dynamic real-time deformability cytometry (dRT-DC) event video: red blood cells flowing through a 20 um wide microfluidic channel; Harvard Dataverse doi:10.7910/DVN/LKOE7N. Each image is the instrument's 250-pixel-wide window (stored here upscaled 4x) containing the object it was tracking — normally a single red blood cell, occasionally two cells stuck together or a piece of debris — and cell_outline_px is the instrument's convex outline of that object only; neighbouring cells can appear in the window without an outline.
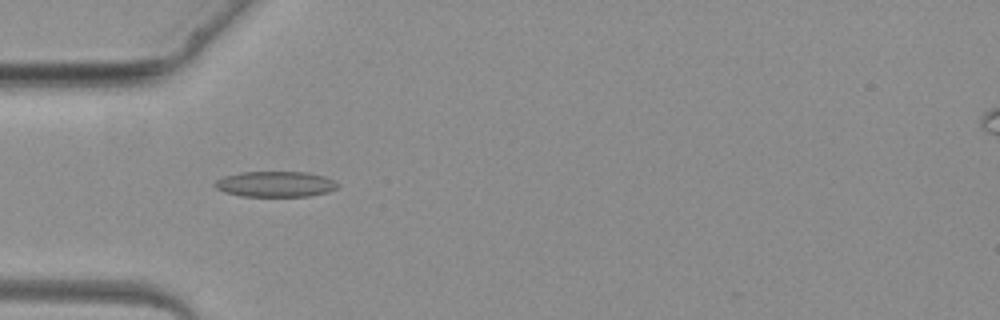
{"species": "common noctule bat (a hibernating species)", "species_latin": "Nyctalus noctula", "temperature_condition": "warm", "stored_images_in_passage": 2, "camera_frame_rate_fps": 3000, "um_per_image_px": 0.085, "animal": {"sex": "female", "body_mass_g": 19.3, "forearm_length_mm": 54.1}, "frame": {"image": 1, "passage_image": 2, "time_ms": 1.333, "image_size_px": [1000, 320], "cell_outline_px": [[340, 184], [336, 188], [328, 192], [308, 196], [240, 196], [224, 192], [216, 188], [212, 184], [216, 180], [224, 176], [240, 172], [308, 172], [324, 176], [336, 180]], "centroid_in_image_um": [23.41, 15.64], "position_along_channel_um": 61.6, "area_um2": 18.5}}